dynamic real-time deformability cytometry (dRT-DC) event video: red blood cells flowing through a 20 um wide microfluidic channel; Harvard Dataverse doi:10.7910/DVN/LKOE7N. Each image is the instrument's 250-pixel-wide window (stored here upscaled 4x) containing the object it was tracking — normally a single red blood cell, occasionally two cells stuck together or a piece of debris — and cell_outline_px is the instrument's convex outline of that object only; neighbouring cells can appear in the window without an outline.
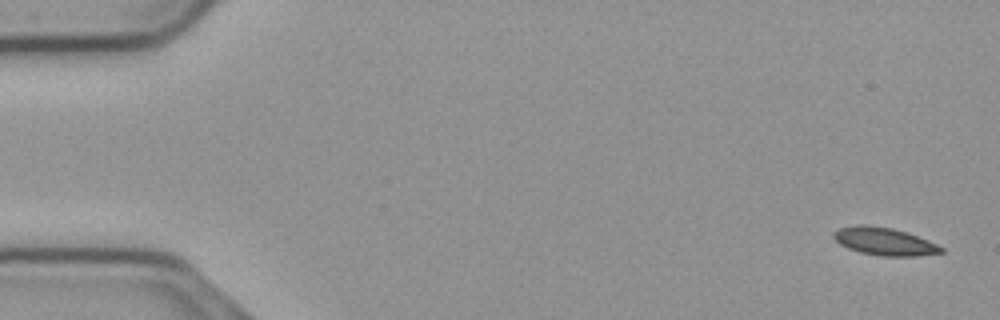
{"species": "common noctule bat (a hibernating species)", "species_latin": "Nyctalus noctula", "temperature_condition": "cold", "stored_images_in_passage": 55, "camera_frame_rate_fps": 3000, "um_per_image_px": 0.085, "animal": {"sex": "male", "body_mass_g": 23.1, "forearm_length_mm": 52.7}, "frame": {"image": 1, "passage_image": 1, "time_ms": 0.0, "image_size_px": [1000, 320], "cell_outline_px": [[944, 252], [916, 256], [880, 256], [860, 252], [848, 248], [840, 244], [832, 236], [832, 232], [840, 228], [860, 224], [864, 224], [892, 228], [908, 232], [928, 240], [944, 248]], "centroid_in_image_um": [75.17, 20.52], "position_along_channel_um": 9.8, "area_um2": 17.4}}
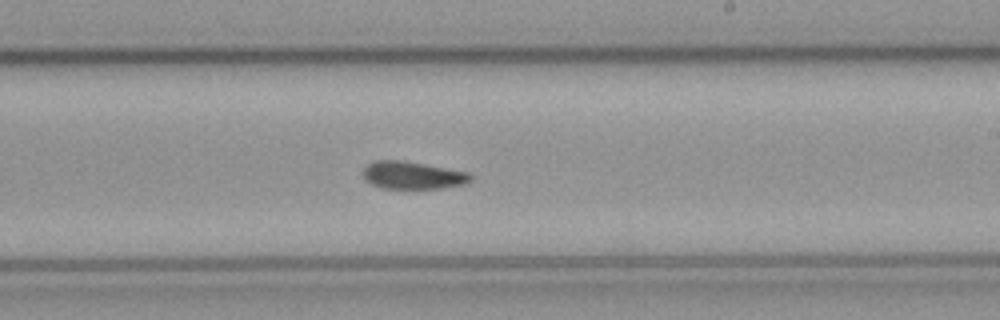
{"frame": {"image": 2, "passage_image": 32, "time_ms": 10.333, "image_size_px": [1000, 320], "cell_outline_px": [[472, 180], [464, 184], [440, 188], [384, 188], [372, 184], [364, 180], [364, 168], [368, 164], [376, 160], [400, 160], [468, 172], [472, 176]], "centroid_in_image_um": [35.06, 14.9], "position_along_channel_um": 253.9, "area_um2": 16.99}}
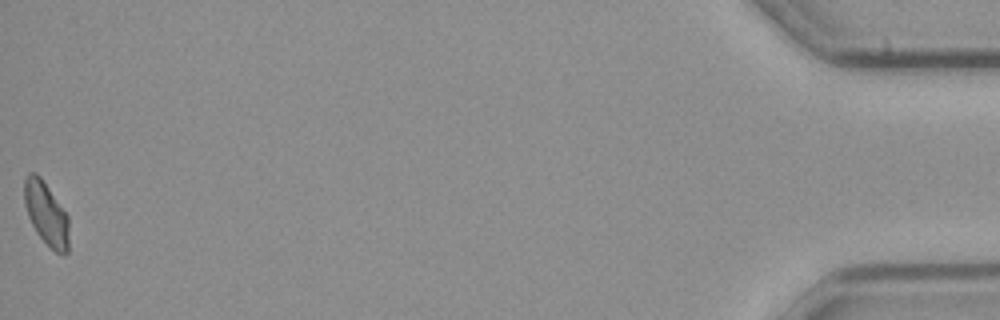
{"frame": {"image": 3, "passage_image": 55, "time_ms": 18.0, "image_size_px": [1000, 320], "cell_outline_px": [[68, 252], [64, 256], [56, 252], [36, 232], [28, 216], [24, 204], [24, 180], [28, 172], [36, 172], [40, 176], [68, 216]], "centroid_in_image_um": [3.91, 18.14], "position_along_channel_um": 431.3, "area_um2": 16.3}}